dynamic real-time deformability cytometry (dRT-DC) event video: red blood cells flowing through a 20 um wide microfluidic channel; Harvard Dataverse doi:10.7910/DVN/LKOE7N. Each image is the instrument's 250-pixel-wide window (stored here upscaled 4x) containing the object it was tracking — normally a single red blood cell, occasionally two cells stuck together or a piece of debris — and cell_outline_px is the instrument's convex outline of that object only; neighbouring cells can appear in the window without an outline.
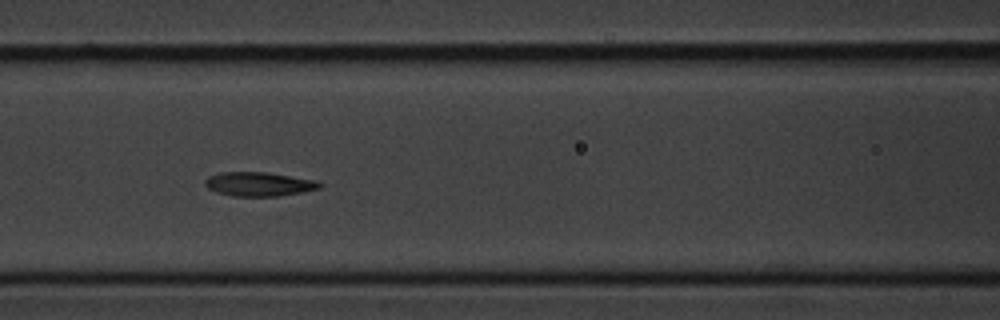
{"species": "common noctule bat (a hibernating species)", "species_latin": "Nyctalus noctula", "temperature_condition": "cold", "stored_images_in_passage": 10, "camera_frame_rate_fps": 3000, "um_per_image_px": 0.085, "animal": {"sex": "male", "body_mass_g": 20.1, "forearm_length_mm": 53.5}, "frame": {"image": 1, "passage_image": 9, "time_ms": 9.333, "image_size_px": [1000, 320], "cell_outline_px": [[324, 184], [320, 188], [304, 192], [276, 196], [232, 196], [216, 192], [208, 188], [204, 184], [204, 180], [208, 176], [220, 172], [268, 172], [316, 180]], "centroid_in_image_um": [22.01, 15.64], "position_along_channel_um": 144.6, "area_um2": 16.24}}
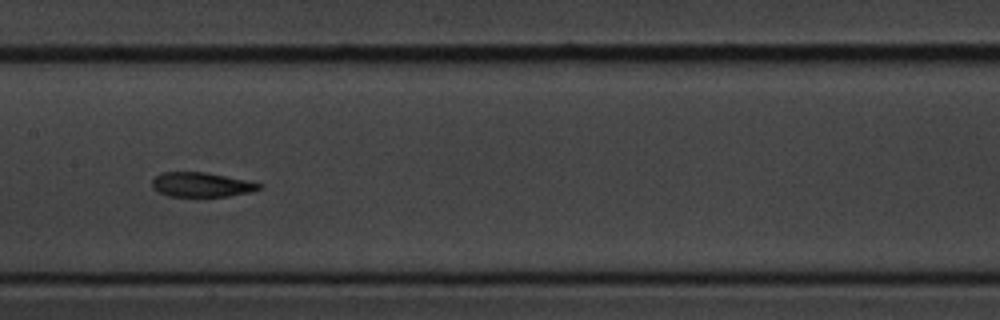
{"frame": {"image": 2, "passage_image": 10, "time_ms": 10.667, "image_size_px": [1000, 320], "cell_outline_px": [[264, 184], [260, 188], [248, 192], [228, 196], [168, 196], [156, 192], [152, 188], [152, 180], [160, 172], [204, 172], [248, 180]], "centroid_in_image_um": [17.08, 15.69], "position_along_channel_um": 190.3, "area_um2": 15.32}}